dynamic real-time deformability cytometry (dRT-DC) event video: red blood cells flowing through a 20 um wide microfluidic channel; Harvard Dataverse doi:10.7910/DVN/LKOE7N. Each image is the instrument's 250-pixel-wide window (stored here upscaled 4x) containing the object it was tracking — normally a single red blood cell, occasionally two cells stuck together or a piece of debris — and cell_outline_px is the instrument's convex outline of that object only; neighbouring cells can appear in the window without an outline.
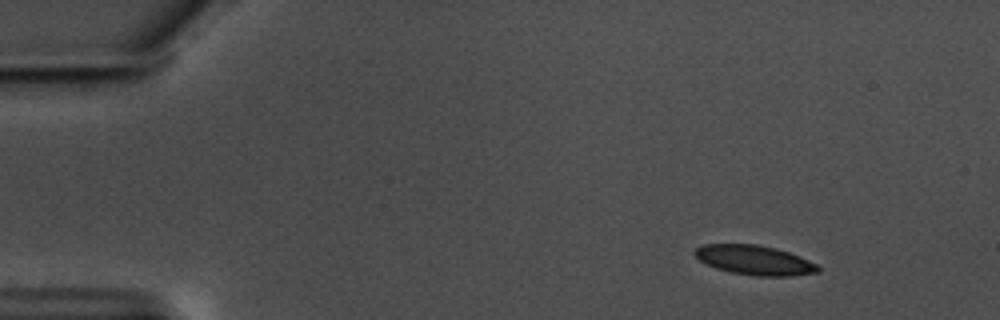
{"species": "common noctule bat (a hibernating species)", "species_latin": "Nyctalus noctula", "temperature_condition": "warm", "stored_images_in_passage": 17, "camera_frame_rate_fps": 3000, "um_per_image_px": 0.085, "animal": {"sex": "male", "body_mass_g": 17.5, "forearm_length_mm": 52.3}, "frame": {"image": 1, "passage_image": 1, "time_ms": 0.0, "image_size_px": [1000, 320], "cell_outline_px": [[820, 272], [792, 276], [756, 276], [732, 272], [716, 268], [700, 260], [692, 252], [696, 248], [704, 244], [756, 244], [776, 248], [800, 256], [816, 264], [820, 268]], "centroid_in_image_um": [64.15, 22.11], "position_along_channel_um": 20.8, "area_um2": 21.15}}
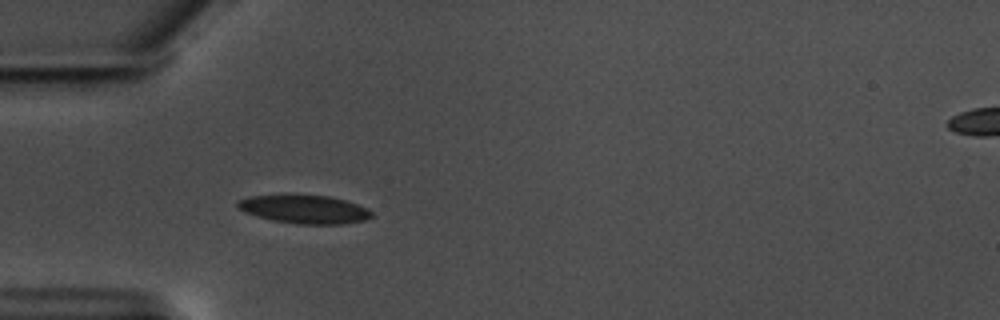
{"frame": {"image": 2, "passage_image": 12, "time_ms": 3.667, "image_size_px": [1000, 320], "cell_outline_px": [[372, 216], [364, 220], [344, 224], [296, 224], [272, 220], [256, 216], [244, 212], [236, 208], [236, 200], [248, 196], [284, 192], [328, 196], [344, 200], [368, 208], [372, 212]], "centroid_in_image_um": [25.76, 17.74], "position_along_channel_um": 59.2, "area_um2": 23.12}}